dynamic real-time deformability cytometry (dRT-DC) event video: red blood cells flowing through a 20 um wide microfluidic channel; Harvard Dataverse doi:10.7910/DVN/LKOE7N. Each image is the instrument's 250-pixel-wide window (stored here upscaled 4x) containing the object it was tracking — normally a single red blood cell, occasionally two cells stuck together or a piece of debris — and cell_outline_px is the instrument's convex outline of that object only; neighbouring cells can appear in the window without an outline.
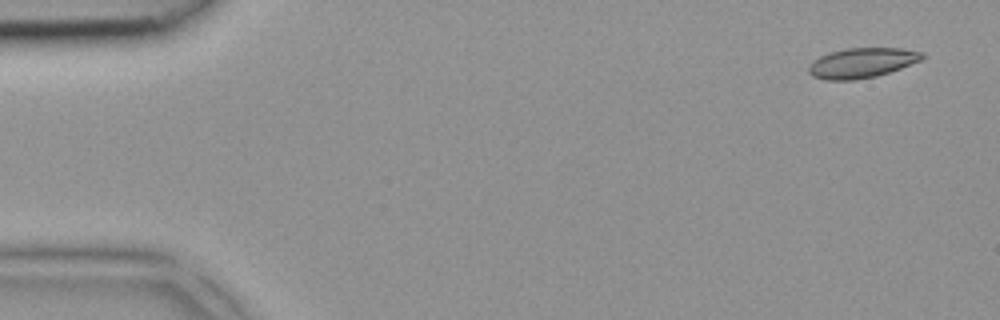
{"species": "common noctule bat (a hibernating species)", "species_latin": "Nyctalus noctula", "temperature_condition": "room temperature", "stored_images_in_passage": 3, "camera_frame_rate_fps": 3000, "um_per_image_px": 0.085, "animal": {"sex": "female", "body_mass_g": 18.4}, "frame": {"image": 1, "passage_image": 1, "time_ms": 0.0, "image_size_px": [1000, 320], "cell_outline_px": [[924, 56], [920, 60], [900, 68], [876, 76], [856, 80], [824, 80], [812, 76], [808, 72], [808, 68], [812, 60], [828, 52], [848, 48], [900, 48], [924, 52]], "centroid_in_image_um": [73.21, 5.34], "position_along_channel_um": 11.8, "area_um2": 19.83}}